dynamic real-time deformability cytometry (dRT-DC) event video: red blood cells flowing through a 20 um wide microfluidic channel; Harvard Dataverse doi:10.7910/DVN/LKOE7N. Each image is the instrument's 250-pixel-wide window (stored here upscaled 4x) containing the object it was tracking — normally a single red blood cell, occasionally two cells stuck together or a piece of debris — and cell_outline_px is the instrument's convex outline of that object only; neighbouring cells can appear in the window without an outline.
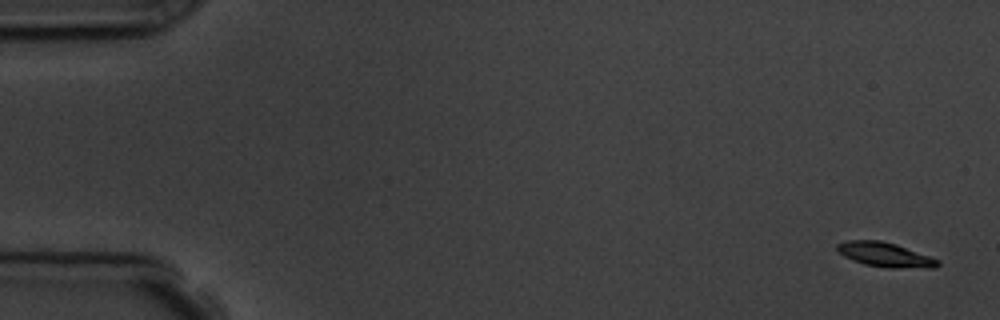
{"species": "common noctule bat (a hibernating species)", "species_latin": "Nyctalus noctula", "temperature_condition": "room temperature", "stored_images_in_passage": 4, "camera_frame_rate_fps": 3000, "um_per_image_px": 0.085, "animal": {"sex": "male", "body_mass_g": 19.5, "forearm_length_mm": 54.6}, "frame": {"image": 1, "passage_image": 1, "time_ms": 0.0, "image_size_px": [1000, 320], "cell_outline_px": [[940, 264], [936, 268], [888, 268], [864, 264], [844, 256], [836, 248], [836, 244], [848, 240], [880, 240], [896, 244], [940, 260]], "centroid_in_image_um": [75.26, 21.65], "position_along_channel_um": 9.7, "area_um2": 14.33}}